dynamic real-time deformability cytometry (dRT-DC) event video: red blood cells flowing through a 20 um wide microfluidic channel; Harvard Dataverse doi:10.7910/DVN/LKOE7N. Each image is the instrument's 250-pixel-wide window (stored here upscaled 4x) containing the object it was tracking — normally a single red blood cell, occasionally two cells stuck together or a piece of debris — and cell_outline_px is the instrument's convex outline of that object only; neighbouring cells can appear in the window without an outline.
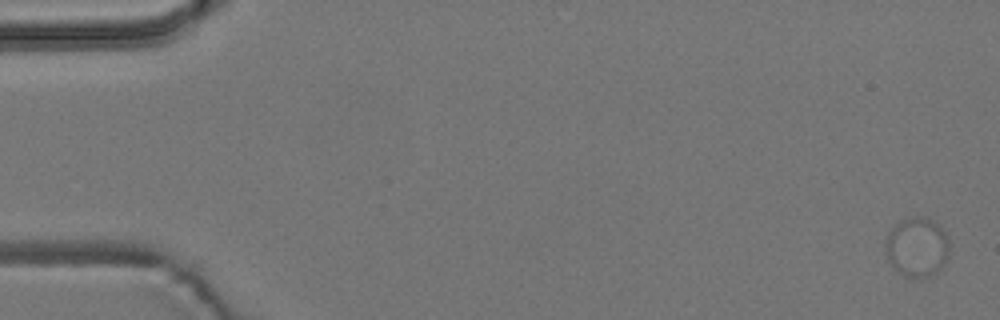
{"species": "common noctule bat (a hibernating species)", "species_latin": "Nyctalus noctula", "temperature_condition": "room temperature", "stored_images_in_passage": 5, "camera_frame_rate_fps": 3000, "um_per_image_px": 0.085, "animal": {"sex": "male", "body_mass_g": 19.2, "forearm_length_mm": 51.8}, "frame": {"image": 1, "passage_image": 1, "time_ms": 0.0, "image_size_px": [1000, 320], "cell_outline_px": [[948, 260], [936, 272], [928, 276], [916, 280], [904, 276], [896, 272], [888, 260], [884, 252], [884, 244], [888, 232], [896, 224], [912, 216], [928, 216], [948, 236]], "centroid_in_image_um": [77.91, 21.03], "position_along_channel_um": 7.1, "area_um2": 22.6}}
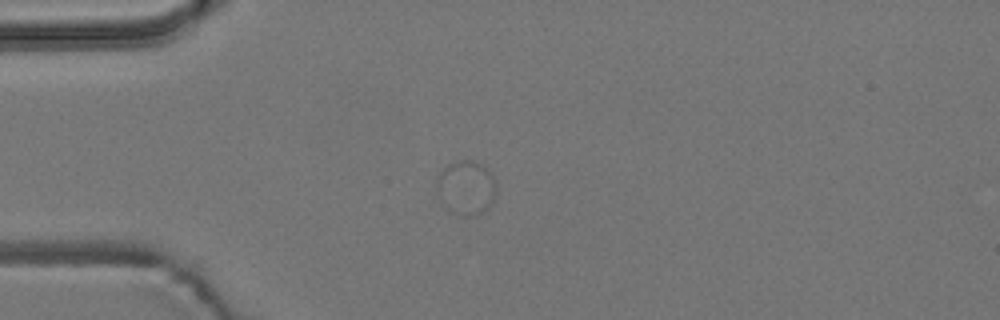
{"frame": {"image": 2, "passage_image": 5, "time_ms": 4.667, "image_size_px": [1000, 320], "cell_outline_px": [[496, 192], [488, 208], [484, 212], [472, 216], [468, 216], [436, 184], [436, 180], [444, 168], [448, 164], [460, 160], [472, 160], [480, 164], [496, 180]], "centroid_in_image_um": [39.78, 15.81], "position_along_channel_um": 45.2, "area_um2": 16.65}}